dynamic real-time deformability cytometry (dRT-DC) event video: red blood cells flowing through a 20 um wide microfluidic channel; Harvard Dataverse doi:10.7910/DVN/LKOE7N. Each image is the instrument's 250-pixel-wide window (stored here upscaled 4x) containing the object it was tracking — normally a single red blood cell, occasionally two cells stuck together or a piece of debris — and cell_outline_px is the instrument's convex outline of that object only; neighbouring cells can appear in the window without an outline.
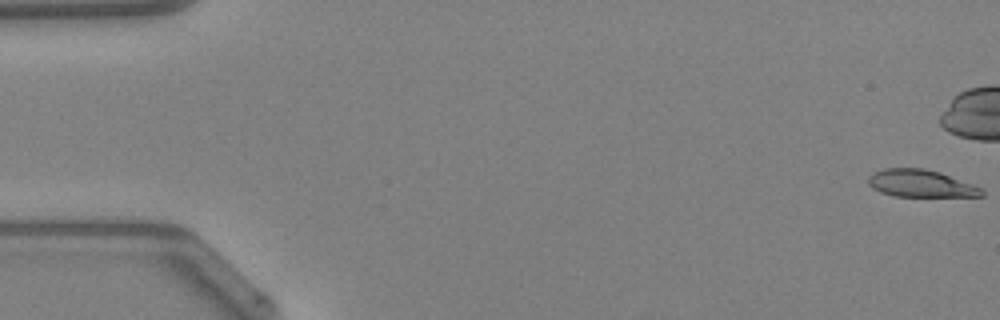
{"species": "Egyptian fruit bat (a non-hibernating species)", "species_latin": "Rousettus aegyptiacus", "temperature_condition": "warm", "stored_images_in_passage": 44, "camera_frame_rate_fps": 3000, "um_per_image_px": 0.085, "animal": {"sex": "female"}, "frame": {"image": 1, "passage_image": 1, "time_ms": 0.0, "image_size_px": [1000, 320], "cell_outline_px": [[984, 196], [896, 196], [880, 192], [872, 188], [868, 184], [868, 176], [872, 172], [884, 168], [924, 168], [940, 172], [984, 188]], "centroid_in_image_um": [78.26, 15.59], "position_along_channel_um": 6.7, "area_um2": 18.21}}
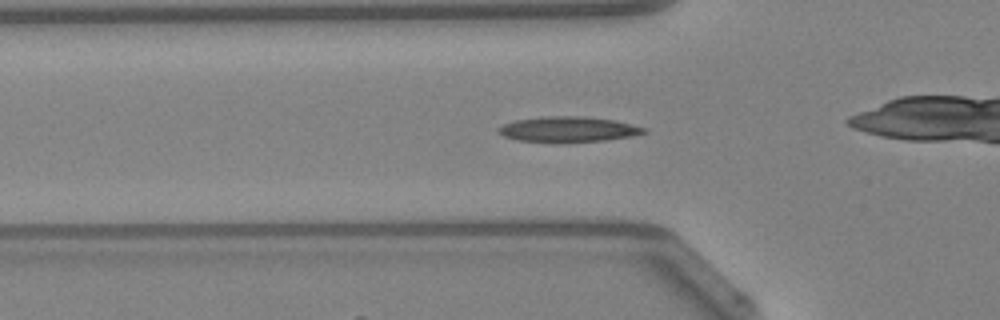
{"frame": {"image": 2, "passage_image": 17, "time_ms": 5.333, "image_size_px": [1000, 320], "cell_outline_px": [[648, 132], [632, 136], [604, 140], [564, 144], [516, 140], [504, 136], [496, 132], [496, 128], [504, 124], [516, 120], [544, 116], [584, 116], [616, 120], [648, 128]], "centroid_in_image_um": [48.3, 11.01], "position_along_channel_um": 77.5, "area_um2": 22.2}}